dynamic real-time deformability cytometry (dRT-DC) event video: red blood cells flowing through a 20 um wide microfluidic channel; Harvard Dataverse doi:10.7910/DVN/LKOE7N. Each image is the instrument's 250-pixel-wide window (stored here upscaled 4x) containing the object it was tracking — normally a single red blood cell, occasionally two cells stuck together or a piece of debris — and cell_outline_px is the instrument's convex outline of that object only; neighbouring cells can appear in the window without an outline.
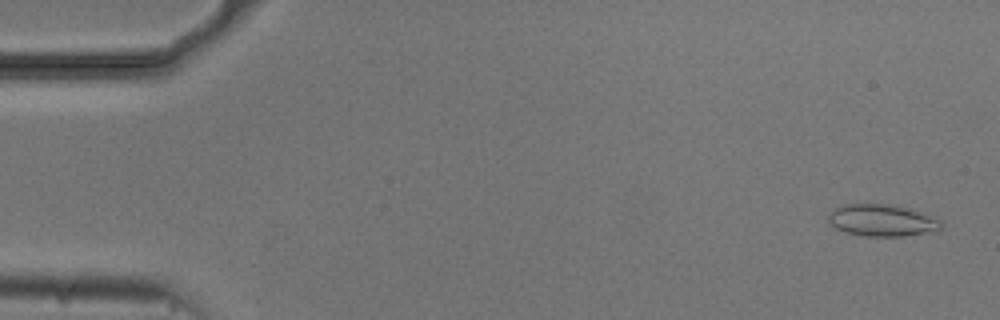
{"species": "common noctule bat (a hibernating species)", "species_latin": "Nyctalus noctula", "temperature_condition": "cold", "stored_images_in_passage": 53, "camera_frame_rate_fps": 3000, "um_per_image_px": 0.085, "animal": {"sex": "male", "body_mass_g": 20.5, "forearm_length_mm": 52.5}, "frame": {"image": 1, "passage_image": 2, "time_ms": 0.333, "image_size_px": [1000, 320], "cell_outline_px": [[944, 224], [936, 232], [904, 236], [864, 236], [844, 232], [836, 228], [828, 220], [828, 216], [836, 208], [844, 204], [884, 204], [908, 208], [940, 220]], "centroid_in_image_um": [74.99, 18.75], "position_along_channel_um": 10.0, "area_um2": 20.81}}
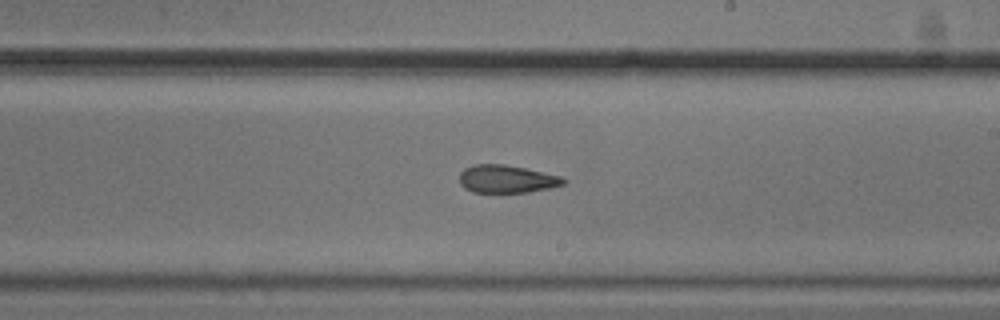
{"frame": {"image": 2, "passage_image": 31, "time_ms": 10.0, "image_size_px": [1000, 320], "cell_outline_px": [[568, 180], [564, 184], [552, 188], [528, 192], [472, 192], [464, 188], [460, 184], [460, 172], [464, 168], [472, 164], [504, 164], [524, 168], [560, 176]], "centroid_in_image_um": [43.06, 15.21], "position_along_channel_um": 245.9, "area_um2": 16.94}}
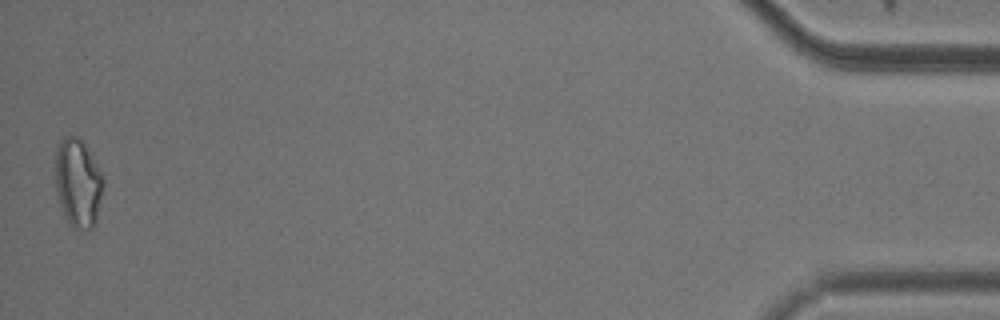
{"frame": {"image": 3, "passage_image": 53, "time_ms": 17.333, "image_size_px": [1000, 320], "cell_outline_px": [[104, 180], [96, 220], [92, 228], [72, 228], [60, 204], [56, 188], [56, 148], [64, 136], [80, 136], [104, 176]], "centroid_in_image_um": [6.64, 15.5], "position_along_channel_um": 428.6, "area_um2": 24.39}, "authors_computed_cell_mechanics": {"area_um2": 18.785, "velocity_mm_per_s": 3.7498, "shape_relaxation_time_tau1_ms": null, "shape_relaxation_time_tau2_ms": 3.5385, "deformation_change_tau1": null, "deformation_change_tau2": 0.1065}}